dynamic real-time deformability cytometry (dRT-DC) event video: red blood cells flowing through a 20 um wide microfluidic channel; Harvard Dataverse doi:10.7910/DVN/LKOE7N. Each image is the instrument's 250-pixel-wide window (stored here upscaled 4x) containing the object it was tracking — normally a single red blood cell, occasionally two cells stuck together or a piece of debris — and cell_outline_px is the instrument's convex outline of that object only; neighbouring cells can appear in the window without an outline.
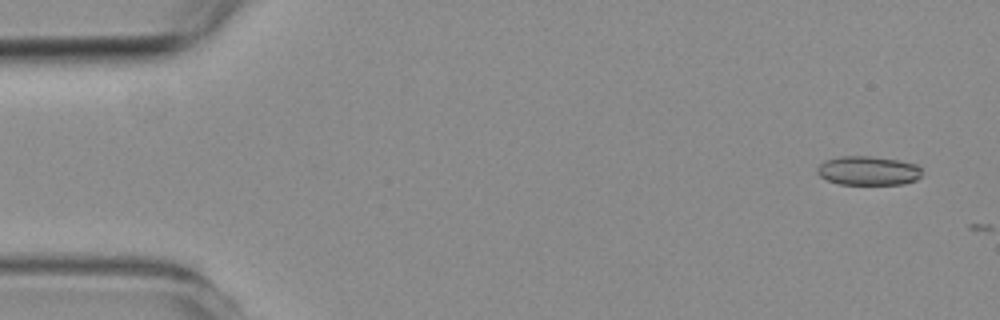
{"species": "common noctule bat (a hibernating species)", "species_latin": "Nyctalus noctula", "temperature_condition": "room temperature", "stored_images_in_passage": 4, "camera_frame_rate_fps": 3000, "um_per_image_px": 0.085, "animal": {"sex": "female", "body_mass_g": 19.3, "forearm_length_mm": 54.1}, "frame": {"image": 1, "passage_image": 1, "time_ms": 0.0, "image_size_px": [1000, 320], "cell_outline_px": [[920, 176], [916, 180], [904, 184], [840, 184], [828, 180], [820, 176], [816, 172], [816, 168], [824, 160], [840, 156], [872, 156], [896, 160], [916, 164], [920, 168]], "centroid_in_image_um": [73.76, 14.5], "position_along_channel_um": 11.2, "area_um2": 17.69}}